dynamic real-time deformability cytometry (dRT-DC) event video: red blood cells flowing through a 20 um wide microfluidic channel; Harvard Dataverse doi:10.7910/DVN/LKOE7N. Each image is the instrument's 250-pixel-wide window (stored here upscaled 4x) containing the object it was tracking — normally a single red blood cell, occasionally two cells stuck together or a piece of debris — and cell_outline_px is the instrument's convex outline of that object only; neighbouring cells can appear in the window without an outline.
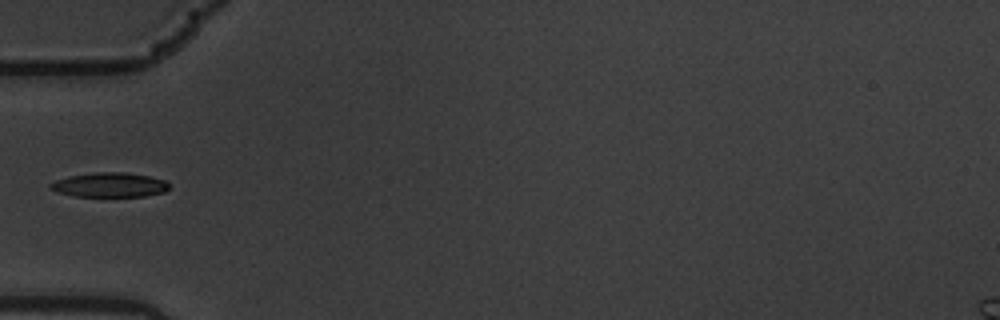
{"species": "common noctule bat (a hibernating species)", "species_latin": "Nyctalus noctula", "temperature_condition": "warm", "stored_images_in_passage": 6, "camera_frame_rate_fps": 3000, "um_per_image_px": 0.085, "animal": {"sex": "male", "body_mass_g": 19.5, "forearm_length_mm": 54.6}, "frame": {"image": 1, "passage_image": 1, "time_ms": 0.0, "image_size_px": [1000, 320], "cell_outline_px": [[168, 188], [164, 192], [144, 196], [76, 196], [60, 192], [48, 188], [48, 184], [56, 180], [68, 176], [92, 172], [124, 172], [148, 176], [168, 180]], "centroid_in_image_um": [9.31, 15.7], "position_along_channel_um": 75.7, "area_um2": 16.94}}
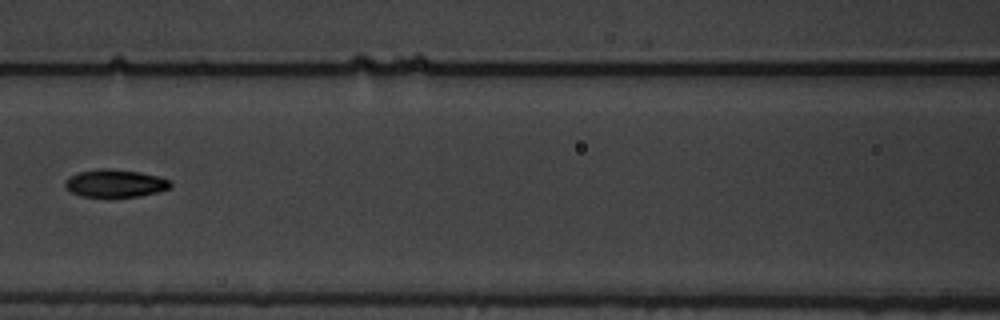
{"frame": {"image": 2, "passage_image": 3, "time_ms": 0.667, "image_size_px": [1000, 320], "cell_outline_px": [[172, 188], [140, 196], [80, 196], [64, 188], [64, 180], [68, 176], [80, 172], [100, 168], [108, 168], [140, 172], [160, 176], [168, 180], [172, 184]], "centroid_in_image_um": [9.77, 15.57], "position_along_channel_um": 156.8, "area_um2": 17.05}}
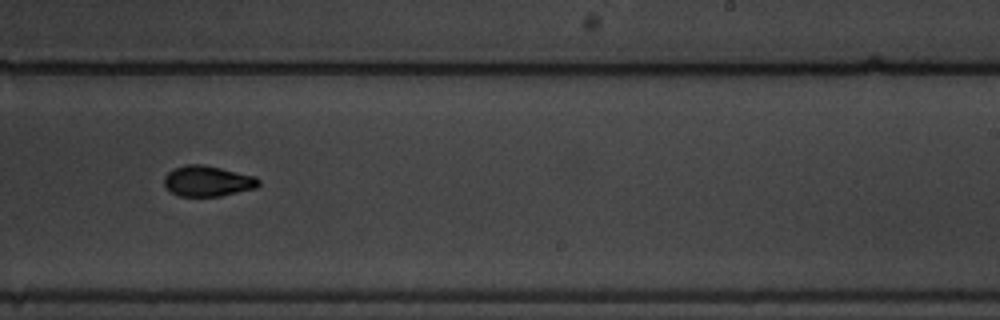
{"frame": {"image": 3, "passage_image": 6, "time_ms": 1.667, "image_size_px": [1000, 320], "cell_outline_px": [[260, 184], [256, 188], [220, 196], [180, 196], [172, 192], [164, 184], [164, 176], [172, 168], [188, 164], [200, 164], [220, 168], [256, 176], [260, 180]], "centroid_in_image_um": [17.65, 15.38], "position_along_channel_um": 271.3, "area_um2": 16.82}}